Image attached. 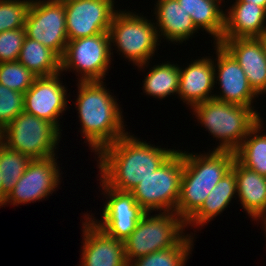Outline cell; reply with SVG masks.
Wrapping results in <instances>:
<instances>
[{
    "label": "cell",
    "mask_w": 266,
    "mask_h": 266,
    "mask_svg": "<svg viewBox=\"0 0 266 266\" xmlns=\"http://www.w3.org/2000/svg\"><path fill=\"white\" fill-rule=\"evenodd\" d=\"M148 144L127 133L95 153L100 180L110 188L131 192L176 151Z\"/></svg>",
    "instance_id": "6da1fadb"
},
{
    "label": "cell",
    "mask_w": 266,
    "mask_h": 266,
    "mask_svg": "<svg viewBox=\"0 0 266 266\" xmlns=\"http://www.w3.org/2000/svg\"><path fill=\"white\" fill-rule=\"evenodd\" d=\"M76 108L79 113L81 132L92 151L126 135L121 109L114 96L104 87L103 81H78Z\"/></svg>",
    "instance_id": "7a4b0ae2"
},
{
    "label": "cell",
    "mask_w": 266,
    "mask_h": 266,
    "mask_svg": "<svg viewBox=\"0 0 266 266\" xmlns=\"http://www.w3.org/2000/svg\"><path fill=\"white\" fill-rule=\"evenodd\" d=\"M183 154V172L176 213L186 222L203 204L208 194L231 169L235 152L213 150L211 153Z\"/></svg>",
    "instance_id": "3957f363"
},
{
    "label": "cell",
    "mask_w": 266,
    "mask_h": 266,
    "mask_svg": "<svg viewBox=\"0 0 266 266\" xmlns=\"http://www.w3.org/2000/svg\"><path fill=\"white\" fill-rule=\"evenodd\" d=\"M200 124L220 139L215 150L235 152L249 132L261 121L254 108L210 99L191 108Z\"/></svg>",
    "instance_id": "277c9868"
},
{
    "label": "cell",
    "mask_w": 266,
    "mask_h": 266,
    "mask_svg": "<svg viewBox=\"0 0 266 266\" xmlns=\"http://www.w3.org/2000/svg\"><path fill=\"white\" fill-rule=\"evenodd\" d=\"M150 215L145 212L124 241L128 264L155 251L169 249L184 237L186 224L176 212Z\"/></svg>",
    "instance_id": "5b68a950"
},
{
    "label": "cell",
    "mask_w": 266,
    "mask_h": 266,
    "mask_svg": "<svg viewBox=\"0 0 266 266\" xmlns=\"http://www.w3.org/2000/svg\"><path fill=\"white\" fill-rule=\"evenodd\" d=\"M110 43L139 68L144 69L159 45L155 23L128 11H117L111 21ZM115 43V44H114Z\"/></svg>",
    "instance_id": "8992f818"
},
{
    "label": "cell",
    "mask_w": 266,
    "mask_h": 266,
    "mask_svg": "<svg viewBox=\"0 0 266 266\" xmlns=\"http://www.w3.org/2000/svg\"><path fill=\"white\" fill-rule=\"evenodd\" d=\"M183 172V154L176 150L131 191L145 212H176Z\"/></svg>",
    "instance_id": "52a82bcc"
},
{
    "label": "cell",
    "mask_w": 266,
    "mask_h": 266,
    "mask_svg": "<svg viewBox=\"0 0 266 266\" xmlns=\"http://www.w3.org/2000/svg\"><path fill=\"white\" fill-rule=\"evenodd\" d=\"M60 130L51 122L25 111L2 129V143L31 159L55 156Z\"/></svg>",
    "instance_id": "ba28073f"
},
{
    "label": "cell",
    "mask_w": 266,
    "mask_h": 266,
    "mask_svg": "<svg viewBox=\"0 0 266 266\" xmlns=\"http://www.w3.org/2000/svg\"><path fill=\"white\" fill-rule=\"evenodd\" d=\"M109 32L68 41L61 60V72L74 69L79 81H102L111 64Z\"/></svg>",
    "instance_id": "9c48e42d"
},
{
    "label": "cell",
    "mask_w": 266,
    "mask_h": 266,
    "mask_svg": "<svg viewBox=\"0 0 266 266\" xmlns=\"http://www.w3.org/2000/svg\"><path fill=\"white\" fill-rule=\"evenodd\" d=\"M65 19L63 1L32 0L24 24L26 37L37 40L61 58L68 43Z\"/></svg>",
    "instance_id": "30bf717a"
},
{
    "label": "cell",
    "mask_w": 266,
    "mask_h": 266,
    "mask_svg": "<svg viewBox=\"0 0 266 266\" xmlns=\"http://www.w3.org/2000/svg\"><path fill=\"white\" fill-rule=\"evenodd\" d=\"M56 160L55 156L32 159L24 174L6 194L1 206L7 203L18 205L40 201L56 191L55 189L61 183V174Z\"/></svg>",
    "instance_id": "8fae6325"
},
{
    "label": "cell",
    "mask_w": 266,
    "mask_h": 266,
    "mask_svg": "<svg viewBox=\"0 0 266 266\" xmlns=\"http://www.w3.org/2000/svg\"><path fill=\"white\" fill-rule=\"evenodd\" d=\"M68 41L109 32L114 0H65Z\"/></svg>",
    "instance_id": "7c38bea8"
},
{
    "label": "cell",
    "mask_w": 266,
    "mask_h": 266,
    "mask_svg": "<svg viewBox=\"0 0 266 266\" xmlns=\"http://www.w3.org/2000/svg\"><path fill=\"white\" fill-rule=\"evenodd\" d=\"M100 185L105 192L102 194H107L106 199L109 198L103 208V219L97 221L88 214L86 216L106 234L124 242L135 230L145 211L131 192L110 188L102 180Z\"/></svg>",
    "instance_id": "4fadbf2b"
},
{
    "label": "cell",
    "mask_w": 266,
    "mask_h": 266,
    "mask_svg": "<svg viewBox=\"0 0 266 266\" xmlns=\"http://www.w3.org/2000/svg\"><path fill=\"white\" fill-rule=\"evenodd\" d=\"M216 59L214 62V81H219L220 95L214 99L236 105L252 107L253 99L258 95L250 87L247 76L234 57L220 44L214 43ZM218 72H217V71ZM217 72V73H216Z\"/></svg>",
    "instance_id": "5bb4252c"
},
{
    "label": "cell",
    "mask_w": 266,
    "mask_h": 266,
    "mask_svg": "<svg viewBox=\"0 0 266 266\" xmlns=\"http://www.w3.org/2000/svg\"><path fill=\"white\" fill-rule=\"evenodd\" d=\"M60 74L37 77L24 93V111L48 120L59 130V116L66 111L68 104L67 89L59 80Z\"/></svg>",
    "instance_id": "9a60e30c"
},
{
    "label": "cell",
    "mask_w": 266,
    "mask_h": 266,
    "mask_svg": "<svg viewBox=\"0 0 266 266\" xmlns=\"http://www.w3.org/2000/svg\"><path fill=\"white\" fill-rule=\"evenodd\" d=\"M83 225L81 266H128L125 245L106 234L89 217Z\"/></svg>",
    "instance_id": "2e32d148"
},
{
    "label": "cell",
    "mask_w": 266,
    "mask_h": 266,
    "mask_svg": "<svg viewBox=\"0 0 266 266\" xmlns=\"http://www.w3.org/2000/svg\"><path fill=\"white\" fill-rule=\"evenodd\" d=\"M238 62L257 94L266 93V55L259 38L222 39L219 42Z\"/></svg>",
    "instance_id": "e0dca14e"
},
{
    "label": "cell",
    "mask_w": 266,
    "mask_h": 266,
    "mask_svg": "<svg viewBox=\"0 0 266 266\" xmlns=\"http://www.w3.org/2000/svg\"><path fill=\"white\" fill-rule=\"evenodd\" d=\"M214 73V61L209 57L195 60L185 69L180 68L178 97L191 107L213 99Z\"/></svg>",
    "instance_id": "ac0fdd59"
},
{
    "label": "cell",
    "mask_w": 266,
    "mask_h": 266,
    "mask_svg": "<svg viewBox=\"0 0 266 266\" xmlns=\"http://www.w3.org/2000/svg\"><path fill=\"white\" fill-rule=\"evenodd\" d=\"M226 13L222 39L259 38L266 32L263 7L236 0Z\"/></svg>",
    "instance_id": "d6986e66"
},
{
    "label": "cell",
    "mask_w": 266,
    "mask_h": 266,
    "mask_svg": "<svg viewBox=\"0 0 266 266\" xmlns=\"http://www.w3.org/2000/svg\"><path fill=\"white\" fill-rule=\"evenodd\" d=\"M236 176L237 196L253 220L266 219V176L243 166L236 158L232 169Z\"/></svg>",
    "instance_id": "ffe728a7"
},
{
    "label": "cell",
    "mask_w": 266,
    "mask_h": 266,
    "mask_svg": "<svg viewBox=\"0 0 266 266\" xmlns=\"http://www.w3.org/2000/svg\"><path fill=\"white\" fill-rule=\"evenodd\" d=\"M158 36H164L171 42L188 40L193 33L198 32L192 18L177 0H158L155 4ZM161 32V33H160ZM161 34V35H160Z\"/></svg>",
    "instance_id": "44dd1931"
},
{
    "label": "cell",
    "mask_w": 266,
    "mask_h": 266,
    "mask_svg": "<svg viewBox=\"0 0 266 266\" xmlns=\"http://www.w3.org/2000/svg\"><path fill=\"white\" fill-rule=\"evenodd\" d=\"M237 195L235 173L230 170L216 186L212 188L202 206L185 222L186 226H204L218 214H221Z\"/></svg>",
    "instance_id": "7402d4cb"
},
{
    "label": "cell",
    "mask_w": 266,
    "mask_h": 266,
    "mask_svg": "<svg viewBox=\"0 0 266 266\" xmlns=\"http://www.w3.org/2000/svg\"><path fill=\"white\" fill-rule=\"evenodd\" d=\"M188 12L195 27L205 30L215 38V43L222 40L225 27V12L220 9L217 0H177Z\"/></svg>",
    "instance_id": "603a6c76"
},
{
    "label": "cell",
    "mask_w": 266,
    "mask_h": 266,
    "mask_svg": "<svg viewBox=\"0 0 266 266\" xmlns=\"http://www.w3.org/2000/svg\"><path fill=\"white\" fill-rule=\"evenodd\" d=\"M17 61L37 77L61 73L60 57L50 48L29 37H25Z\"/></svg>",
    "instance_id": "cb8c5ba5"
},
{
    "label": "cell",
    "mask_w": 266,
    "mask_h": 266,
    "mask_svg": "<svg viewBox=\"0 0 266 266\" xmlns=\"http://www.w3.org/2000/svg\"><path fill=\"white\" fill-rule=\"evenodd\" d=\"M144 79V93L164 99L168 95L178 94L180 67L170 62L154 65Z\"/></svg>",
    "instance_id": "d4e9b609"
},
{
    "label": "cell",
    "mask_w": 266,
    "mask_h": 266,
    "mask_svg": "<svg viewBox=\"0 0 266 266\" xmlns=\"http://www.w3.org/2000/svg\"><path fill=\"white\" fill-rule=\"evenodd\" d=\"M262 120L249 132L235 158L245 167L266 176V134H260ZM258 134V135H257Z\"/></svg>",
    "instance_id": "484cf974"
},
{
    "label": "cell",
    "mask_w": 266,
    "mask_h": 266,
    "mask_svg": "<svg viewBox=\"0 0 266 266\" xmlns=\"http://www.w3.org/2000/svg\"><path fill=\"white\" fill-rule=\"evenodd\" d=\"M191 237L187 234L175 246L138 258L128 266H184L193 245Z\"/></svg>",
    "instance_id": "4316f807"
},
{
    "label": "cell",
    "mask_w": 266,
    "mask_h": 266,
    "mask_svg": "<svg viewBox=\"0 0 266 266\" xmlns=\"http://www.w3.org/2000/svg\"><path fill=\"white\" fill-rule=\"evenodd\" d=\"M32 159L23 153L13 150L3 143L0 144V172L3 193L6 195L24 174Z\"/></svg>",
    "instance_id": "83f0119b"
},
{
    "label": "cell",
    "mask_w": 266,
    "mask_h": 266,
    "mask_svg": "<svg viewBox=\"0 0 266 266\" xmlns=\"http://www.w3.org/2000/svg\"><path fill=\"white\" fill-rule=\"evenodd\" d=\"M37 76L18 61L0 63V83L11 90L25 93Z\"/></svg>",
    "instance_id": "f1b7e54d"
},
{
    "label": "cell",
    "mask_w": 266,
    "mask_h": 266,
    "mask_svg": "<svg viewBox=\"0 0 266 266\" xmlns=\"http://www.w3.org/2000/svg\"><path fill=\"white\" fill-rule=\"evenodd\" d=\"M32 0H0V33L23 28Z\"/></svg>",
    "instance_id": "f546056e"
},
{
    "label": "cell",
    "mask_w": 266,
    "mask_h": 266,
    "mask_svg": "<svg viewBox=\"0 0 266 266\" xmlns=\"http://www.w3.org/2000/svg\"><path fill=\"white\" fill-rule=\"evenodd\" d=\"M24 111V93L11 90L0 83V128L6 127Z\"/></svg>",
    "instance_id": "4dcf8cb0"
},
{
    "label": "cell",
    "mask_w": 266,
    "mask_h": 266,
    "mask_svg": "<svg viewBox=\"0 0 266 266\" xmlns=\"http://www.w3.org/2000/svg\"><path fill=\"white\" fill-rule=\"evenodd\" d=\"M25 37V27L0 33V63L18 60Z\"/></svg>",
    "instance_id": "1f68e13d"
},
{
    "label": "cell",
    "mask_w": 266,
    "mask_h": 266,
    "mask_svg": "<svg viewBox=\"0 0 266 266\" xmlns=\"http://www.w3.org/2000/svg\"><path fill=\"white\" fill-rule=\"evenodd\" d=\"M243 2H250L254 5L263 7L266 10V0H242Z\"/></svg>",
    "instance_id": "d6a6232c"
},
{
    "label": "cell",
    "mask_w": 266,
    "mask_h": 266,
    "mask_svg": "<svg viewBox=\"0 0 266 266\" xmlns=\"http://www.w3.org/2000/svg\"><path fill=\"white\" fill-rule=\"evenodd\" d=\"M2 175L0 172V203L2 204V202L4 201L6 195L3 193V185H2V179H1Z\"/></svg>",
    "instance_id": "836d02e7"
},
{
    "label": "cell",
    "mask_w": 266,
    "mask_h": 266,
    "mask_svg": "<svg viewBox=\"0 0 266 266\" xmlns=\"http://www.w3.org/2000/svg\"><path fill=\"white\" fill-rule=\"evenodd\" d=\"M260 41L262 42V47L264 49V54L266 55V32H264L260 37Z\"/></svg>",
    "instance_id": "e575fe53"
},
{
    "label": "cell",
    "mask_w": 266,
    "mask_h": 266,
    "mask_svg": "<svg viewBox=\"0 0 266 266\" xmlns=\"http://www.w3.org/2000/svg\"><path fill=\"white\" fill-rule=\"evenodd\" d=\"M2 143V129L0 128V144Z\"/></svg>",
    "instance_id": "d590c367"
}]
</instances>
